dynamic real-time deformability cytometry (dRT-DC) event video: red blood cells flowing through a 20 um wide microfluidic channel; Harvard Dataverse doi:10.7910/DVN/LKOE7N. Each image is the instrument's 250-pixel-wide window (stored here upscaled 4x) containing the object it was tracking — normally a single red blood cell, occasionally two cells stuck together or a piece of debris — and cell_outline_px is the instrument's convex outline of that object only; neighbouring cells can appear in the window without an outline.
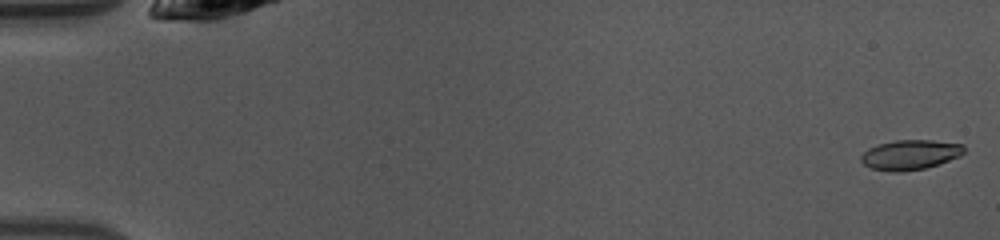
{"species": "common noctule bat (a hibernating species)", "species_latin": "Nyctalus noctula", "temperature_condition": "warm", "stored_images_in_passage": 48, "camera_frame_rate_fps": 3000, "um_per_image_px": 0.085, "animal": {"sex": "female", "body_mass_g": 10.0, "forearm_length_mm": 53.1}, "frame": {"image": 1, "passage_image": 1, "time_ms": 0.0, "image_size_px": [1000, 240], "cell_outline_px": [[964, 152], [960, 156], [924, 168], [900, 172], [892, 172], [872, 168], [864, 164], [860, 160], [860, 156], [868, 148], [876, 144], [896, 140], [932, 140], [964, 144]], "centroid_in_image_um": [77.34, 13.14], "position_along_channel_um": 7.7, "area_um2": 17.86}}
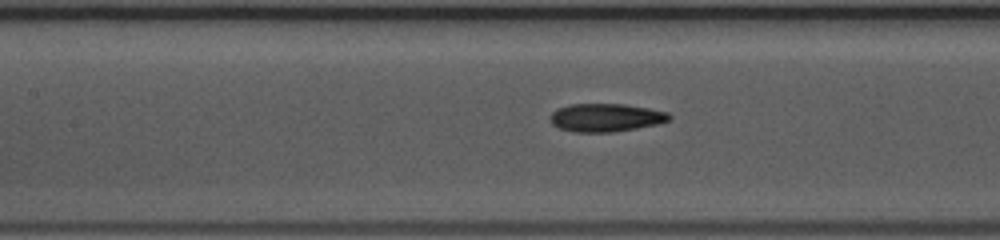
{"frame": {"image": 2, "passage_image": 22, "time_ms": 7.0, "image_size_px": [1000, 240], "cell_outline_px": [[672, 120], [656, 124], [636, 128], [612, 132], [576, 132], [560, 128], [552, 124], [548, 116], [552, 112], [568, 104], [624, 104], [648, 108], [668, 112], [672, 116]], "centroid_in_image_um": [51.5, 9.99], "position_along_channel_um": 155.9, "area_um2": 19.54}}
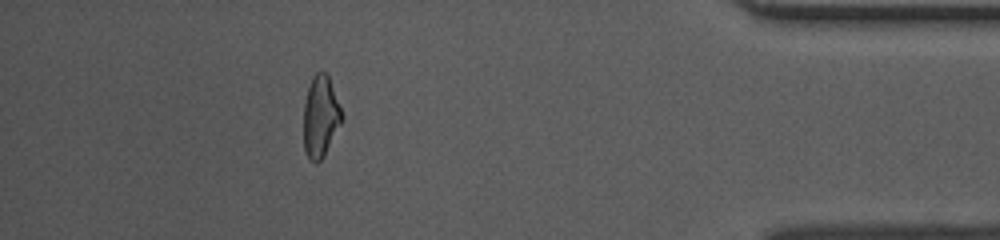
{"frame": {"image": 3, "passage_image": 43, "time_ms": 14.0, "image_size_px": [1000, 240], "cell_outline_px": [[344, 116], [324, 156], [316, 164], [308, 156], [304, 148], [304, 100], [312, 76], [316, 72], [328, 72]], "centroid_in_image_um": [27.26, 9.85], "position_along_channel_um": 407.9, "area_um2": 18.21}, "authors_computed_cell_mechanics": {"area_um2": 18.785, "velocity_mm_per_s": 4.2007, "shape_relaxation_time_tau1_ms": 5.3398, "shape_relaxation_time_tau2_ms": 2.225, "deformation_change_tau1": 0.167, "deformation_change_tau2": 0.0993}}